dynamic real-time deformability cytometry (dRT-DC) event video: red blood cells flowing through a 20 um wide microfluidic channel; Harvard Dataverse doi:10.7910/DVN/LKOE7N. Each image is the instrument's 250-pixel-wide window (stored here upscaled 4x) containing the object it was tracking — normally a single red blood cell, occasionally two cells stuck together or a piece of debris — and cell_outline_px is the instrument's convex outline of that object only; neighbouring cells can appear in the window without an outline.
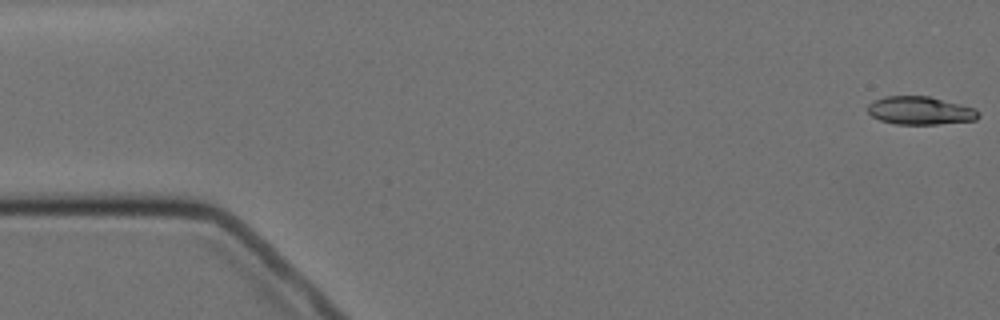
{"species": "Egyptian fruit bat (a non-hibernating species)", "species_latin": "Rousettus aegyptiacus", "temperature_condition": "cold", "stored_images_in_passage": 3, "segment_of_instrument_passage": [2, 2], "camera_frame_rate_fps": 3000, "um_per_image_px": 0.085, "animal": {"sex": "female"}, "frame": {"image": 1, "passage_image": 3, "time_ms": 3.333, "image_size_px": [1000, 320], "cell_outline_px": [[980, 116], [976, 120], [936, 124], [896, 124], [880, 120], [872, 116], [868, 112], [868, 104], [884, 96], [928, 96], [976, 108], [980, 112]], "centroid_in_image_um": [78.24, 9.4], "position_along_channel_um": 6.8, "area_um2": 18.09}}